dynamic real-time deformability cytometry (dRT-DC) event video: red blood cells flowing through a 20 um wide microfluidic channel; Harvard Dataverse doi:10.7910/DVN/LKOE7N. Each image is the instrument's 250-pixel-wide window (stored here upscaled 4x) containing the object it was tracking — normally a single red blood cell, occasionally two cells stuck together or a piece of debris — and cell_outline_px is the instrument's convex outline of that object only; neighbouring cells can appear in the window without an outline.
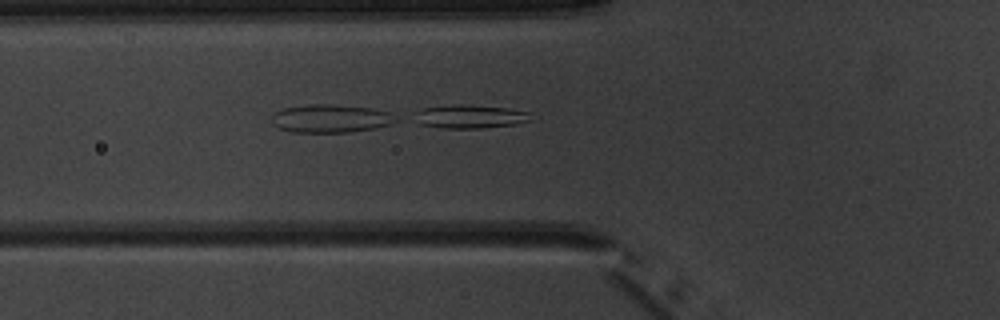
{"species": "common noctule bat (a hibernating species)", "species_latin": "Nyctalus noctula", "temperature_condition": "warm", "stored_images_in_passage": 6, "camera_frame_rate_fps": 3000, "um_per_image_px": 0.085, "animal": {"sex": "male", "body_mass_g": 20.1, "forearm_length_mm": 53.5}, "frame": {"image": 1, "passage_image": 6, "time_ms": 6.0, "image_size_px": [1000, 320], "cell_outline_px": [[532, 120], [516, 124], [480, 128], [444, 128], [420, 124], [412, 112], [424, 108], [452, 104], [464, 104], [508, 108], [532, 112]], "centroid_in_image_um": [39.98, 9.89], "position_along_channel_um": 85.8, "area_um2": 16.07}}